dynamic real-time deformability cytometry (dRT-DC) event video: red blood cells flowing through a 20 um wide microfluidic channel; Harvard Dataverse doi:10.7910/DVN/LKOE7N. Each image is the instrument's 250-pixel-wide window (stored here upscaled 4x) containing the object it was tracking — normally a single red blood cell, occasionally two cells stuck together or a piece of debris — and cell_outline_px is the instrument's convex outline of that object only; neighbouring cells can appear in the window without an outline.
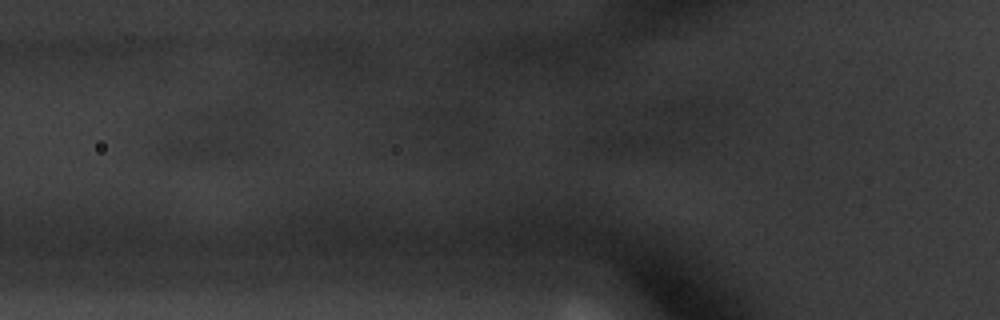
{"species": "common noctule bat (a hibernating species)", "species_latin": "Nyctalus noctula", "temperature_condition": "warm", "stored_images_in_passage": 18, "camera_frame_rate_fps": 3000, "um_per_image_px": 0.085, "animal": {"sex": "male", "body_mass_g": 20.1, "forearm_length_mm": 53.5}, "frame": {"image": 1, "passage_image": 18, "time_ms": 5.667, "image_size_px": [1000, 320], "cell_outline_px": [[484, 120], [464, 152], [456, 152], [428, 136], [424, 116], [424, 112], [436, 108], [464, 108]], "centroid_in_image_um": [38.45, 10.79], "position_along_channel_um": 87.3, "area_um2": 13.35}}